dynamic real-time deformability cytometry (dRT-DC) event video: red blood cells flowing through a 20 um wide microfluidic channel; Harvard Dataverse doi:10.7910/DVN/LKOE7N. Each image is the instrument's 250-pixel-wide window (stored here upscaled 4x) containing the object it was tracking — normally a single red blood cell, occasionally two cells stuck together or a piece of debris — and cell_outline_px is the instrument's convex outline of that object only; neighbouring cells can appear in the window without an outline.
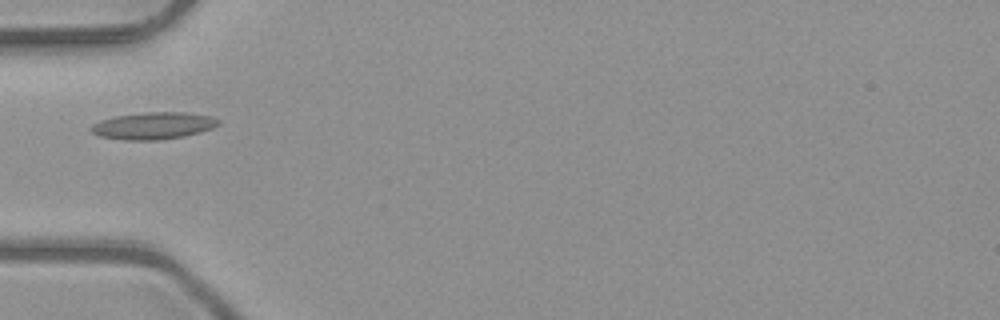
{"species": "common noctule bat (a hibernating species)", "species_latin": "Nyctalus noctula", "temperature_condition": "room temperature", "stored_images_in_passage": 6, "camera_frame_rate_fps": 3000, "um_per_image_px": 0.085, "animal": {"sex": "male", "body_mass_g": 23.1, "forearm_length_mm": 52.7}, "frame": {"image": 1, "passage_image": 5, "time_ms": 1.333, "image_size_px": [1000, 320], "cell_outline_px": [[220, 124], [212, 128], [200, 132], [184, 136], [160, 140], [124, 140], [100, 136], [92, 132], [88, 128], [92, 124], [100, 120], [116, 116], [144, 112], [184, 112], [212, 116], [220, 120]], "centroid_in_image_um": [13.03, 10.68], "position_along_channel_um": 72.0, "area_um2": 20.17}}
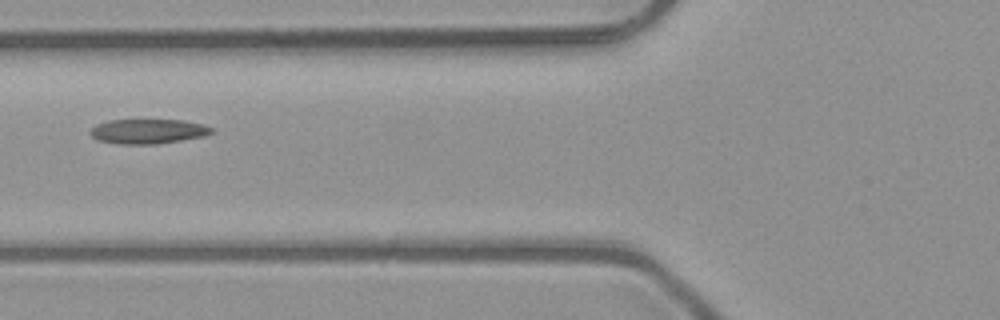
{"frame": {"image": 2, "passage_image": 6, "time_ms": 1.667, "image_size_px": [1000, 320], "cell_outline_px": [[212, 132], [204, 136], [156, 144], [116, 144], [96, 140], [88, 132], [96, 124], [108, 120], [184, 120], [204, 124], [212, 128]], "centroid_in_image_um": [12.54, 11.16], "position_along_channel_um": 113.3, "area_um2": 17.51}}